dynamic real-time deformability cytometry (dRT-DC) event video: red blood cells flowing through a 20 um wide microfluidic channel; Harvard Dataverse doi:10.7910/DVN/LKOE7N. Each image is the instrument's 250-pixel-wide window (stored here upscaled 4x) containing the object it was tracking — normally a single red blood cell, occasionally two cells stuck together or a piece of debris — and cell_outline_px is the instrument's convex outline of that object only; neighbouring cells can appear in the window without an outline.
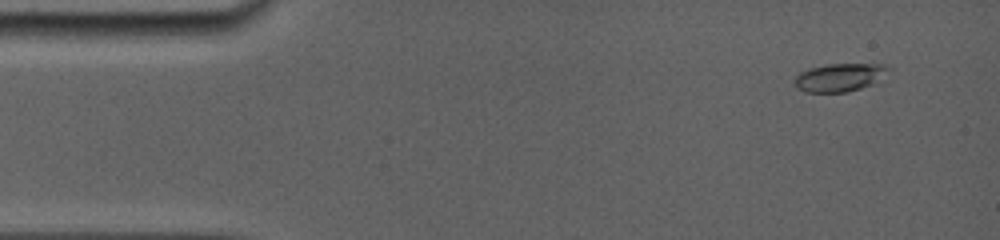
{"species": "common noctule bat (a hibernating species)", "species_latin": "Nyctalus noctula", "temperature_condition": "room temperature", "stored_images_in_passage": 66, "camera_frame_rate_fps": 5000, "um_per_image_px": 0.085, "animal": {"sex": "female", "body_mass_g": 19.0, "forearm_length_mm": 56.7}, "frame": {"image": 1, "passage_image": 3, "time_ms": 0.4, "image_size_px": [1000, 240], "cell_outline_px": [[892, 68], [872, 84], [848, 92], [804, 92], [796, 88], [796, 76], [800, 72], [808, 68], [828, 64], [888, 64]], "centroid_in_image_um": [71.37, 6.57], "position_along_channel_um": 13.6, "area_um2": 15.32}}
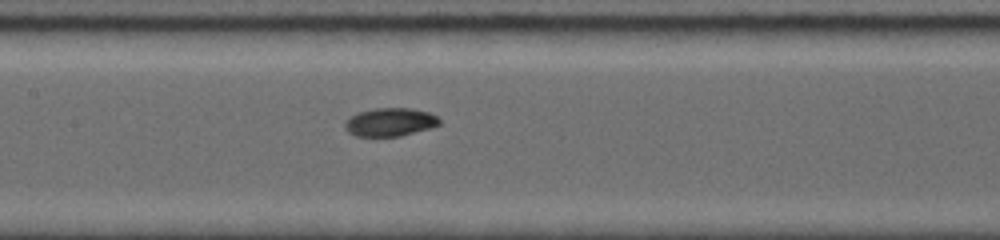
{"frame": {"image": 2, "passage_image": 41, "time_ms": 7.0, "image_size_px": [1000, 240], "cell_outline_px": [[440, 124], [432, 128], [400, 136], [356, 136], [348, 132], [344, 128], [344, 124], [352, 116], [360, 112], [372, 108], [412, 108], [428, 112], [436, 116], [440, 120]], "centroid_in_image_um": [33.18, 10.38], "position_along_channel_um": 174.2, "area_um2": 15.55}}
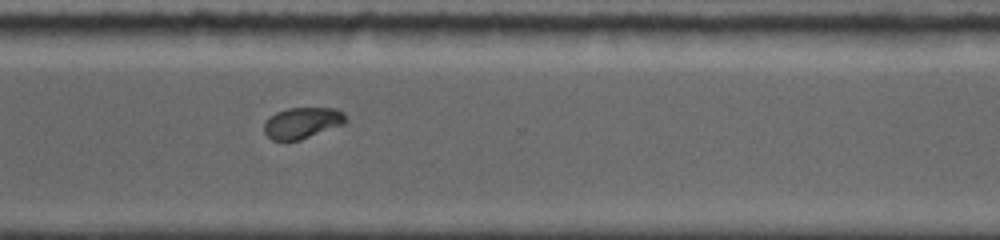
{"frame": {"image": 3, "passage_image": 65, "time_ms": 11.4, "image_size_px": [1000, 240], "cell_outline_px": [[348, 124], [300, 140], [272, 140], [264, 132], [264, 120], [268, 116], [276, 112], [288, 108], [336, 108], [344, 112], [348, 120]], "centroid_in_image_um": [25.74, 10.44], "position_along_channel_um": 344.9, "area_um2": 15.26}}